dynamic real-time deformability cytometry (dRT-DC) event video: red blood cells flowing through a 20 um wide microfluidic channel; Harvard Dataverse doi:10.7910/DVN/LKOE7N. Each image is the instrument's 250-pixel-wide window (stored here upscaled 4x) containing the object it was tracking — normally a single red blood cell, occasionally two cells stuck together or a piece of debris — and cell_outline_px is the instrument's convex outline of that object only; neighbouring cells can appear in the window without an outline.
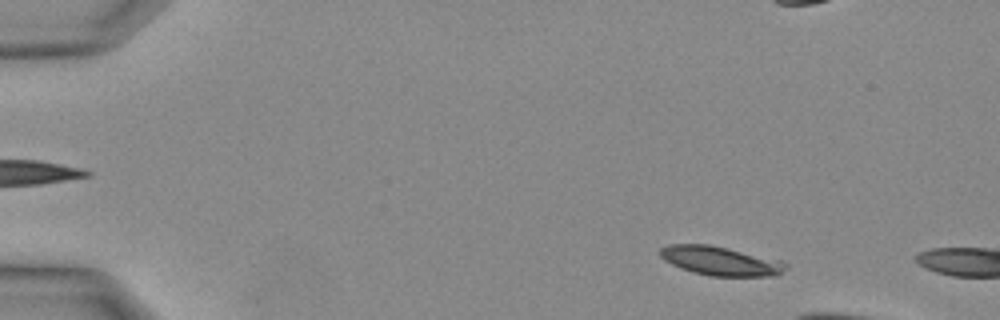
{"species": "Egyptian fruit bat (a non-hibernating species)", "species_latin": "Rousettus aegyptiacus", "temperature_condition": "warm", "stored_images_in_passage": 11, "camera_frame_rate_fps": 3000, "um_per_image_px": 0.085, "animal": {"sex": "female"}, "frame": {"image": 1, "passage_image": 5, "time_ms": 1.333, "image_size_px": [1000, 320], "cell_outline_px": [[788, 268], [776, 276], [712, 276], [692, 272], [680, 268], [664, 260], [656, 252], [660, 248], [668, 244], [708, 244], [784, 260], [788, 264]], "centroid_in_image_um": [61.25, 22.17], "position_along_channel_um": 23.7, "area_um2": 21.62}}